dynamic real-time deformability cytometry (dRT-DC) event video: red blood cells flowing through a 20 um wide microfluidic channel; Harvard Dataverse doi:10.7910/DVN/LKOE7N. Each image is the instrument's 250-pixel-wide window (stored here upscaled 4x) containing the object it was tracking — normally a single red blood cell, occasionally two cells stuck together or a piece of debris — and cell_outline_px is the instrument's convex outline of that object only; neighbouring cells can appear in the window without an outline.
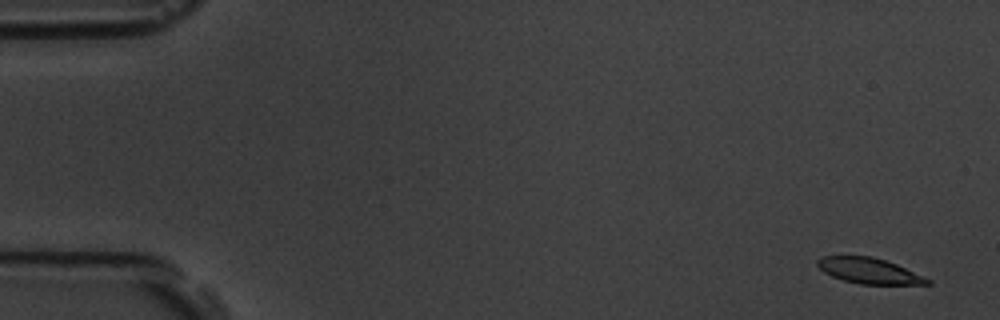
{"species": "common noctule bat (a hibernating species)", "species_latin": "Nyctalus noctula", "temperature_condition": "room temperature", "stored_images_in_passage": 9, "camera_frame_rate_fps": 3000, "um_per_image_px": 0.085, "animal": {"sex": "male", "body_mass_g": 19.5, "forearm_length_mm": 54.6}, "frame": {"image": 1, "passage_image": 1, "time_ms": 0.0, "image_size_px": [1000, 320], "cell_outline_px": [[932, 284], [860, 284], [844, 280], [832, 276], [824, 272], [816, 264], [816, 260], [820, 256], [872, 256], [896, 264], [924, 276], [932, 280]], "centroid_in_image_um": [73.87, 23.01], "position_along_channel_um": 11.1, "area_um2": 16.36}}
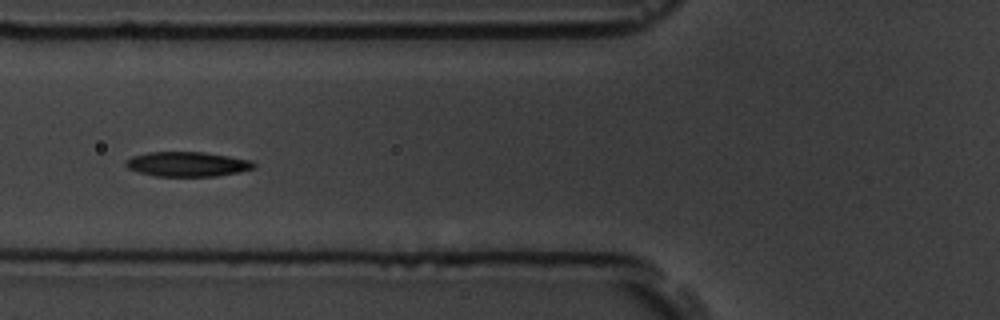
{"frame": {"image": 2, "passage_image": 7, "time_ms": 6.667, "image_size_px": [1000, 320], "cell_outline_px": [[256, 168], [240, 172], [216, 176], [156, 176], [140, 172], [128, 168], [124, 164], [124, 160], [132, 156], [148, 152], [204, 152], [252, 160], [256, 164]], "centroid_in_image_um": [15.94, 13.95], "position_along_channel_um": 109.9, "area_um2": 18.55}}
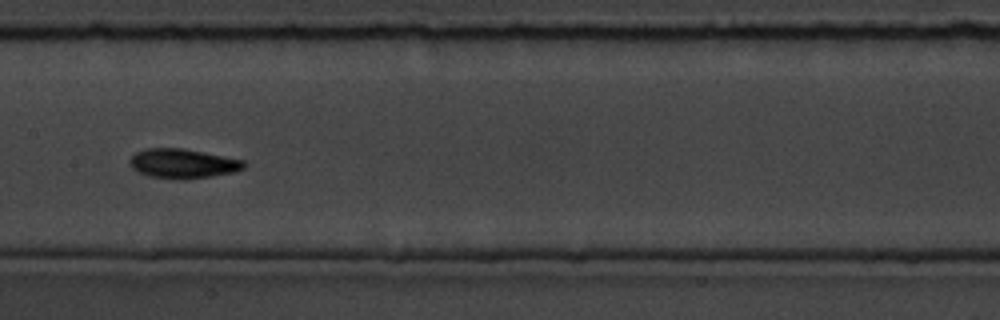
{"frame": {"image": 3, "passage_image": 9, "time_ms": 9.0, "image_size_px": [1000, 320], "cell_outline_px": [[244, 168], [236, 172], [212, 176], [184, 180], [180, 180], [148, 176], [132, 168], [128, 164], [128, 160], [136, 152], [144, 148], [184, 148], [244, 160]], "centroid_in_image_um": [15.52, 13.9], "position_along_channel_um": 191.9, "area_um2": 19.83}}